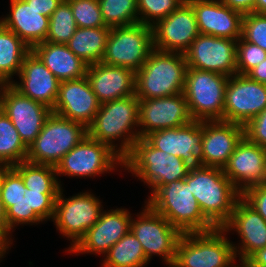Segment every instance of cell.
I'll return each mask as SVG.
<instances>
[{"instance_id":"obj_45","label":"cell","mask_w":266,"mask_h":267,"mask_svg":"<svg viewBox=\"0 0 266 267\" xmlns=\"http://www.w3.org/2000/svg\"><path fill=\"white\" fill-rule=\"evenodd\" d=\"M27 4H31L42 15L49 17L58 8L63 0H24Z\"/></svg>"},{"instance_id":"obj_50","label":"cell","mask_w":266,"mask_h":267,"mask_svg":"<svg viewBox=\"0 0 266 267\" xmlns=\"http://www.w3.org/2000/svg\"><path fill=\"white\" fill-rule=\"evenodd\" d=\"M12 242L0 231V262L2 258L6 257L8 254L9 248L11 249Z\"/></svg>"},{"instance_id":"obj_13","label":"cell","mask_w":266,"mask_h":267,"mask_svg":"<svg viewBox=\"0 0 266 267\" xmlns=\"http://www.w3.org/2000/svg\"><path fill=\"white\" fill-rule=\"evenodd\" d=\"M266 108V85L247 75L234 74L227 81L223 121L245 126Z\"/></svg>"},{"instance_id":"obj_5","label":"cell","mask_w":266,"mask_h":267,"mask_svg":"<svg viewBox=\"0 0 266 267\" xmlns=\"http://www.w3.org/2000/svg\"><path fill=\"white\" fill-rule=\"evenodd\" d=\"M223 228L180 236L171 267H235L232 241Z\"/></svg>"},{"instance_id":"obj_36","label":"cell","mask_w":266,"mask_h":267,"mask_svg":"<svg viewBox=\"0 0 266 267\" xmlns=\"http://www.w3.org/2000/svg\"><path fill=\"white\" fill-rule=\"evenodd\" d=\"M186 0H137L139 22L154 26L174 10L178 9Z\"/></svg>"},{"instance_id":"obj_28","label":"cell","mask_w":266,"mask_h":267,"mask_svg":"<svg viewBox=\"0 0 266 267\" xmlns=\"http://www.w3.org/2000/svg\"><path fill=\"white\" fill-rule=\"evenodd\" d=\"M31 50L60 82L86 76L88 65L78 58L66 44L45 41L35 45Z\"/></svg>"},{"instance_id":"obj_2","label":"cell","mask_w":266,"mask_h":267,"mask_svg":"<svg viewBox=\"0 0 266 267\" xmlns=\"http://www.w3.org/2000/svg\"><path fill=\"white\" fill-rule=\"evenodd\" d=\"M198 201L203 215L216 227L222 228L230 219L241 193L224 174L222 168L191 167L184 179Z\"/></svg>"},{"instance_id":"obj_27","label":"cell","mask_w":266,"mask_h":267,"mask_svg":"<svg viewBox=\"0 0 266 267\" xmlns=\"http://www.w3.org/2000/svg\"><path fill=\"white\" fill-rule=\"evenodd\" d=\"M0 23L31 49L45 42L49 30V17L42 15V12L24 0H10L9 14L0 17Z\"/></svg>"},{"instance_id":"obj_35","label":"cell","mask_w":266,"mask_h":267,"mask_svg":"<svg viewBox=\"0 0 266 267\" xmlns=\"http://www.w3.org/2000/svg\"><path fill=\"white\" fill-rule=\"evenodd\" d=\"M77 25L67 0H63L49 18L46 42L66 44L74 35Z\"/></svg>"},{"instance_id":"obj_26","label":"cell","mask_w":266,"mask_h":267,"mask_svg":"<svg viewBox=\"0 0 266 267\" xmlns=\"http://www.w3.org/2000/svg\"><path fill=\"white\" fill-rule=\"evenodd\" d=\"M86 78L100 104L135 95L136 73L102 62L89 65Z\"/></svg>"},{"instance_id":"obj_44","label":"cell","mask_w":266,"mask_h":267,"mask_svg":"<svg viewBox=\"0 0 266 267\" xmlns=\"http://www.w3.org/2000/svg\"><path fill=\"white\" fill-rule=\"evenodd\" d=\"M241 197L266 221V183L246 189Z\"/></svg>"},{"instance_id":"obj_7","label":"cell","mask_w":266,"mask_h":267,"mask_svg":"<svg viewBox=\"0 0 266 267\" xmlns=\"http://www.w3.org/2000/svg\"><path fill=\"white\" fill-rule=\"evenodd\" d=\"M87 134L84 124L51 113L28 147L26 160L56 166Z\"/></svg>"},{"instance_id":"obj_41","label":"cell","mask_w":266,"mask_h":267,"mask_svg":"<svg viewBox=\"0 0 266 267\" xmlns=\"http://www.w3.org/2000/svg\"><path fill=\"white\" fill-rule=\"evenodd\" d=\"M58 194H44L27 188L28 213H33L42 223L50 221L54 215Z\"/></svg>"},{"instance_id":"obj_39","label":"cell","mask_w":266,"mask_h":267,"mask_svg":"<svg viewBox=\"0 0 266 267\" xmlns=\"http://www.w3.org/2000/svg\"><path fill=\"white\" fill-rule=\"evenodd\" d=\"M266 51L258 45L245 41L242 37L237 40L236 66L237 74L246 75L251 69L264 61Z\"/></svg>"},{"instance_id":"obj_1","label":"cell","mask_w":266,"mask_h":267,"mask_svg":"<svg viewBox=\"0 0 266 267\" xmlns=\"http://www.w3.org/2000/svg\"><path fill=\"white\" fill-rule=\"evenodd\" d=\"M87 131L91 138L108 145L124 159L140 138L139 99L131 95L100 104Z\"/></svg>"},{"instance_id":"obj_52","label":"cell","mask_w":266,"mask_h":267,"mask_svg":"<svg viewBox=\"0 0 266 267\" xmlns=\"http://www.w3.org/2000/svg\"><path fill=\"white\" fill-rule=\"evenodd\" d=\"M9 83L7 81H5L1 76H0V106H1V100H2V95H3V91L5 89V87L8 85Z\"/></svg>"},{"instance_id":"obj_10","label":"cell","mask_w":266,"mask_h":267,"mask_svg":"<svg viewBox=\"0 0 266 267\" xmlns=\"http://www.w3.org/2000/svg\"><path fill=\"white\" fill-rule=\"evenodd\" d=\"M154 50L152 27L141 22L112 27L102 63L125 67L135 73Z\"/></svg>"},{"instance_id":"obj_51","label":"cell","mask_w":266,"mask_h":267,"mask_svg":"<svg viewBox=\"0 0 266 267\" xmlns=\"http://www.w3.org/2000/svg\"><path fill=\"white\" fill-rule=\"evenodd\" d=\"M254 13L266 14V0H255Z\"/></svg>"},{"instance_id":"obj_33","label":"cell","mask_w":266,"mask_h":267,"mask_svg":"<svg viewBox=\"0 0 266 267\" xmlns=\"http://www.w3.org/2000/svg\"><path fill=\"white\" fill-rule=\"evenodd\" d=\"M28 147L12 121L0 109V167H13L27 159Z\"/></svg>"},{"instance_id":"obj_34","label":"cell","mask_w":266,"mask_h":267,"mask_svg":"<svg viewBox=\"0 0 266 267\" xmlns=\"http://www.w3.org/2000/svg\"><path fill=\"white\" fill-rule=\"evenodd\" d=\"M106 26L118 27L139 22L137 0H99Z\"/></svg>"},{"instance_id":"obj_29","label":"cell","mask_w":266,"mask_h":267,"mask_svg":"<svg viewBox=\"0 0 266 267\" xmlns=\"http://www.w3.org/2000/svg\"><path fill=\"white\" fill-rule=\"evenodd\" d=\"M111 28L77 27L74 35L66 43L67 47L88 66L102 61Z\"/></svg>"},{"instance_id":"obj_9","label":"cell","mask_w":266,"mask_h":267,"mask_svg":"<svg viewBox=\"0 0 266 267\" xmlns=\"http://www.w3.org/2000/svg\"><path fill=\"white\" fill-rule=\"evenodd\" d=\"M63 192L61 188L55 201L52 222L62 237L72 240L71 246L65 250L69 252L98 221L104 207L98 196L96 197L91 191H82L68 198Z\"/></svg>"},{"instance_id":"obj_49","label":"cell","mask_w":266,"mask_h":267,"mask_svg":"<svg viewBox=\"0 0 266 267\" xmlns=\"http://www.w3.org/2000/svg\"><path fill=\"white\" fill-rule=\"evenodd\" d=\"M0 231L8 238V224L6 210L0 194Z\"/></svg>"},{"instance_id":"obj_25","label":"cell","mask_w":266,"mask_h":267,"mask_svg":"<svg viewBox=\"0 0 266 267\" xmlns=\"http://www.w3.org/2000/svg\"><path fill=\"white\" fill-rule=\"evenodd\" d=\"M243 137V125L225 121H202L203 166L223 169Z\"/></svg>"},{"instance_id":"obj_43","label":"cell","mask_w":266,"mask_h":267,"mask_svg":"<svg viewBox=\"0 0 266 267\" xmlns=\"http://www.w3.org/2000/svg\"><path fill=\"white\" fill-rule=\"evenodd\" d=\"M244 136L266 149V108L244 126Z\"/></svg>"},{"instance_id":"obj_38","label":"cell","mask_w":266,"mask_h":267,"mask_svg":"<svg viewBox=\"0 0 266 267\" xmlns=\"http://www.w3.org/2000/svg\"><path fill=\"white\" fill-rule=\"evenodd\" d=\"M22 177L12 167H0V194L5 210L24 197Z\"/></svg>"},{"instance_id":"obj_11","label":"cell","mask_w":266,"mask_h":267,"mask_svg":"<svg viewBox=\"0 0 266 267\" xmlns=\"http://www.w3.org/2000/svg\"><path fill=\"white\" fill-rule=\"evenodd\" d=\"M143 207V210L137 213L136 219L132 215L130 231L140 241L149 262L154 255L160 256L163 264L171 267L182 233L146 202Z\"/></svg>"},{"instance_id":"obj_4","label":"cell","mask_w":266,"mask_h":267,"mask_svg":"<svg viewBox=\"0 0 266 267\" xmlns=\"http://www.w3.org/2000/svg\"><path fill=\"white\" fill-rule=\"evenodd\" d=\"M187 68L183 53L154 49L136 72V97L152 99L183 93Z\"/></svg>"},{"instance_id":"obj_30","label":"cell","mask_w":266,"mask_h":267,"mask_svg":"<svg viewBox=\"0 0 266 267\" xmlns=\"http://www.w3.org/2000/svg\"><path fill=\"white\" fill-rule=\"evenodd\" d=\"M30 51L26 43L0 23V76L9 84L13 82V76H18Z\"/></svg>"},{"instance_id":"obj_16","label":"cell","mask_w":266,"mask_h":267,"mask_svg":"<svg viewBox=\"0 0 266 267\" xmlns=\"http://www.w3.org/2000/svg\"><path fill=\"white\" fill-rule=\"evenodd\" d=\"M0 109L12 121L27 147L39 135L46 119L52 113L46 105L22 95L11 84L3 91Z\"/></svg>"},{"instance_id":"obj_3","label":"cell","mask_w":266,"mask_h":267,"mask_svg":"<svg viewBox=\"0 0 266 267\" xmlns=\"http://www.w3.org/2000/svg\"><path fill=\"white\" fill-rule=\"evenodd\" d=\"M146 200L144 202L165 217L182 234L216 228L203 215L190 185L184 179L157 186Z\"/></svg>"},{"instance_id":"obj_32","label":"cell","mask_w":266,"mask_h":267,"mask_svg":"<svg viewBox=\"0 0 266 267\" xmlns=\"http://www.w3.org/2000/svg\"><path fill=\"white\" fill-rule=\"evenodd\" d=\"M101 267H146V259L140 241L129 231L103 256Z\"/></svg>"},{"instance_id":"obj_19","label":"cell","mask_w":266,"mask_h":267,"mask_svg":"<svg viewBox=\"0 0 266 267\" xmlns=\"http://www.w3.org/2000/svg\"><path fill=\"white\" fill-rule=\"evenodd\" d=\"M131 215L127 208L122 207L103 210L98 221L87 230L85 236L68 253L105 255L130 231Z\"/></svg>"},{"instance_id":"obj_40","label":"cell","mask_w":266,"mask_h":267,"mask_svg":"<svg viewBox=\"0 0 266 267\" xmlns=\"http://www.w3.org/2000/svg\"><path fill=\"white\" fill-rule=\"evenodd\" d=\"M241 37L266 51V14H244Z\"/></svg>"},{"instance_id":"obj_12","label":"cell","mask_w":266,"mask_h":267,"mask_svg":"<svg viewBox=\"0 0 266 267\" xmlns=\"http://www.w3.org/2000/svg\"><path fill=\"white\" fill-rule=\"evenodd\" d=\"M120 165V166H119ZM57 177L95 178L123 168V159L108 145L88 134L55 166Z\"/></svg>"},{"instance_id":"obj_17","label":"cell","mask_w":266,"mask_h":267,"mask_svg":"<svg viewBox=\"0 0 266 267\" xmlns=\"http://www.w3.org/2000/svg\"><path fill=\"white\" fill-rule=\"evenodd\" d=\"M154 49L163 52L185 53L199 35L196 15L185 1L164 19L152 26Z\"/></svg>"},{"instance_id":"obj_18","label":"cell","mask_w":266,"mask_h":267,"mask_svg":"<svg viewBox=\"0 0 266 267\" xmlns=\"http://www.w3.org/2000/svg\"><path fill=\"white\" fill-rule=\"evenodd\" d=\"M222 228L227 233L234 231L238 234L239 243L232 244L240 264L266 247V221L242 197L237 200L230 219Z\"/></svg>"},{"instance_id":"obj_47","label":"cell","mask_w":266,"mask_h":267,"mask_svg":"<svg viewBox=\"0 0 266 267\" xmlns=\"http://www.w3.org/2000/svg\"><path fill=\"white\" fill-rule=\"evenodd\" d=\"M251 80L266 85V58L246 74Z\"/></svg>"},{"instance_id":"obj_20","label":"cell","mask_w":266,"mask_h":267,"mask_svg":"<svg viewBox=\"0 0 266 267\" xmlns=\"http://www.w3.org/2000/svg\"><path fill=\"white\" fill-rule=\"evenodd\" d=\"M145 139L156 149L180 157L189 166H203L202 122L191 121L181 127L148 134Z\"/></svg>"},{"instance_id":"obj_31","label":"cell","mask_w":266,"mask_h":267,"mask_svg":"<svg viewBox=\"0 0 266 267\" xmlns=\"http://www.w3.org/2000/svg\"><path fill=\"white\" fill-rule=\"evenodd\" d=\"M12 168L22 177L25 187L32 191L59 194L60 189L63 188L55 166L25 160Z\"/></svg>"},{"instance_id":"obj_8","label":"cell","mask_w":266,"mask_h":267,"mask_svg":"<svg viewBox=\"0 0 266 267\" xmlns=\"http://www.w3.org/2000/svg\"><path fill=\"white\" fill-rule=\"evenodd\" d=\"M229 77L212 71L187 68L184 95L195 121H223Z\"/></svg>"},{"instance_id":"obj_23","label":"cell","mask_w":266,"mask_h":267,"mask_svg":"<svg viewBox=\"0 0 266 267\" xmlns=\"http://www.w3.org/2000/svg\"><path fill=\"white\" fill-rule=\"evenodd\" d=\"M18 77L20 82L10 83L16 90L51 110L54 108L61 82L32 50L25 56Z\"/></svg>"},{"instance_id":"obj_15","label":"cell","mask_w":266,"mask_h":267,"mask_svg":"<svg viewBox=\"0 0 266 267\" xmlns=\"http://www.w3.org/2000/svg\"><path fill=\"white\" fill-rule=\"evenodd\" d=\"M191 121L193 120L184 93L139 99L140 138H145L154 131L181 127Z\"/></svg>"},{"instance_id":"obj_54","label":"cell","mask_w":266,"mask_h":267,"mask_svg":"<svg viewBox=\"0 0 266 267\" xmlns=\"http://www.w3.org/2000/svg\"><path fill=\"white\" fill-rule=\"evenodd\" d=\"M244 267H266V266H244Z\"/></svg>"},{"instance_id":"obj_14","label":"cell","mask_w":266,"mask_h":267,"mask_svg":"<svg viewBox=\"0 0 266 267\" xmlns=\"http://www.w3.org/2000/svg\"><path fill=\"white\" fill-rule=\"evenodd\" d=\"M237 40L199 34L184 53L188 67L225 76L237 74Z\"/></svg>"},{"instance_id":"obj_48","label":"cell","mask_w":266,"mask_h":267,"mask_svg":"<svg viewBox=\"0 0 266 267\" xmlns=\"http://www.w3.org/2000/svg\"><path fill=\"white\" fill-rule=\"evenodd\" d=\"M244 266H266V247L254 253Z\"/></svg>"},{"instance_id":"obj_37","label":"cell","mask_w":266,"mask_h":267,"mask_svg":"<svg viewBox=\"0 0 266 267\" xmlns=\"http://www.w3.org/2000/svg\"><path fill=\"white\" fill-rule=\"evenodd\" d=\"M76 22L80 28H97L106 26L99 7V0H67Z\"/></svg>"},{"instance_id":"obj_22","label":"cell","mask_w":266,"mask_h":267,"mask_svg":"<svg viewBox=\"0 0 266 267\" xmlns=\"http://www.w3.org/2000/svg\"><path fill=\"white\" fill-rule=\"evenodd\" d=\"M100 103L85 77L62 81L52 113L77 121L88 127L94 120Z\"/></svg>"},{"instance_id":"obj_21","label":"cell","mask_w":266,"mask_h":267,"mask_svg":"<svg viewBox=\"0 0 266 267\" xmlns=\"http://www.w3.org/2000/svg\"><path fill=\"white\" fill-rule=\"evenodd\" d=\"M224 174L242 194L246 189L266 183V149L245 136L223 168Z\"/></svg>"},{"instance_id":"obj_6","label":"cell","mask_w":266,"mask_h":267,"mask_svg":"<svg viewBox=\"0 0 266 267\" xmlns=\"http://www.w3.org/2000/svg\"><path fill=\"white\" fill-rule=\"evenodd\" d=\"M123 168L138 177L152 192L157 186L185 179L191 166L180 157L154 148L145 138H139L123 159Z\"/></svg>"},{"instance_id":"obj_53","label":"cell","mask_w":266,"mask_h":267,"mask_svg":"<svg viewBox=\"0 0 266 267\" xmlns=\"http://www.w3.org/2000/svg\"><path fill=\"white\" fill-rule=\"evenodd\" d=\"M235 267H244V264H237Z\"/></svg>"},{"instance_id":"obj_24","label":"cell","mask_w":266,"mask_h":267,"mask_svg":"<svg viewBox=\"0 0 266 267\" xmlns=\"http://www.w3.org/2000/svg\"><path fill=\"white\" fill-rule=\"evenodd\" d=\"M193 8L199 34L238 40L242 35L244 14L221 0H186Z\"/></svg>"},{"instance_id":"obj_42","label":"cell","mask_w":266,"mask_h":267,"mask_svg":"<svg viewBox=\"0 0 266 267\" xmlns=\"http://www.w3.org/2000/svg\"><path fill=\"white\" fill-rule=\"evenodd\" d=\"M7 224H8V239L13 243L12 232H14L19 225H37L41 221L33 214L28 213L27 203V188L21 200L15 202L6 210Z\"/></svg>"},{"instance_id":"obj_46","label":"cell","mask_w":266,"mask_h":267,"mask_svg":"<svg viewBox=\"0 0 266 267\" xmlns=\"http://www.w3.org/2000/svg\"><path fill=\"white\" fill-rule=\"evenodd\" d=\"M222 3L231 9L240 11L243 14L254 12L255 0H221Z\"/></svg>"}]
</instances>
